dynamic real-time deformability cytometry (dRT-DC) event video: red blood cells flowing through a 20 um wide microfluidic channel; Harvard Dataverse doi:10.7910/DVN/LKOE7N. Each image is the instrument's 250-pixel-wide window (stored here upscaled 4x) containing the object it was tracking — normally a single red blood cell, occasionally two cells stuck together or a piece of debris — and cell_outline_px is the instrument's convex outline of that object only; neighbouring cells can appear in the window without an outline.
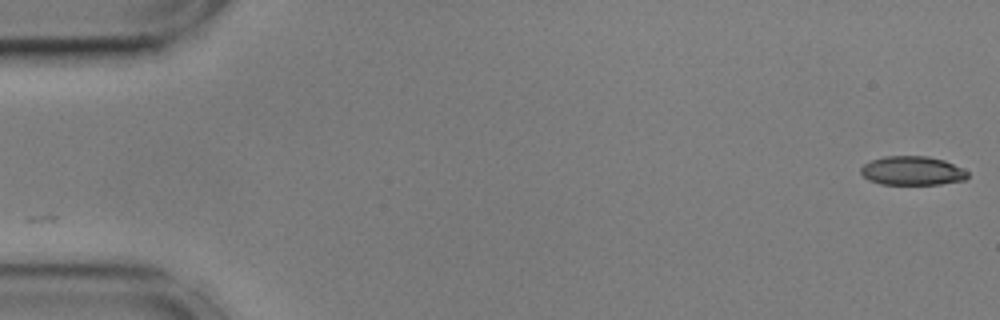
{"species": "common noctule bat (a hibernating species)", "species_latin": "Nyctalus noctula", "temperature_condition": "cold", "stored_images_in_passage": 55, "camera_frame_rate_fps": 3000, "um_per_image_px": 0.085, "animal": {"sex": "male", "body_mass_g": 17.9, "forearm_length_mm": 54.2}, "frame": {"image": 1, "passage_image": 1, "time_ms": 0.0, "image_size_px": [1000, 320], "cell_outline_px": [[968, 176], [964, 180], [940, 184], [880, 184], [868, 180], [860, 172], [860, 168], [864, 164], [872, 160], [884, 156], [928, 156], [944, 160], [968, 172]], "centroid_in_image_um": [77.51, 14.51], "position_along_channel_um": 7.5, "area_um2": 17.92}}
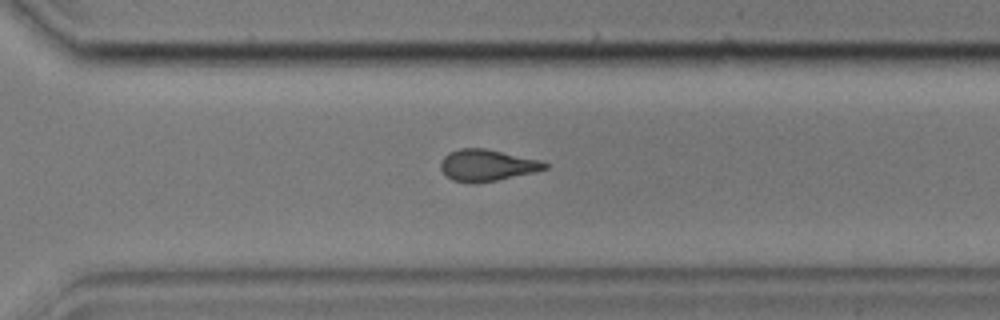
{"frame": {"image": 2, "passage_image": 39, "time_ms": 12.667, "image_size_px": [1000, 320], "cell_outline_px": [[548, 168], [532, 172], [496, 180], [476, 184], [468, 184], [452, 180], [440, 168], [440, 160], [448, 152], [460, 148], [484, 148], [540, 160], [548, 164]], "centroid_in_image_um": [41.34, 14.05], "position_along_channel_um": 329.3, "area_um2": 19.13}}
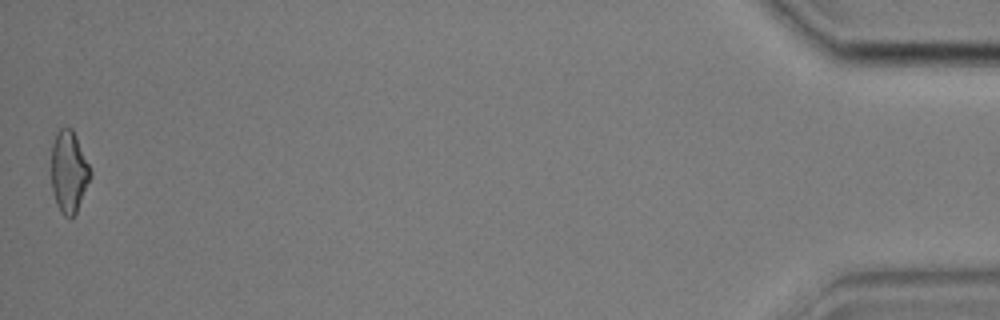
{"frame": {"image": 3, "passage_image": 55, "time_ms": 18.0, "image_size_px": [1000, 320], "cell_outline_px": [[92, 176], [76, 212], [72, 216], [64, 216], [60, 212], [56, 204], [52, 192], [52, 144], [56, 132], [60, 128], [72, 128], [76, 136], [92, 172]], "centroid_in_image_um": [5.85, 14.6], "position_along_channel_um": 429.3, "area_um2": 18.55}, "authors_computed_cell_mechanics": {"area_um2": 19.3052, "velocity_mm_per_s": 3.6087, "shape_relaxation_time_tau1_ms": null, "shape_relaxation_time_tau2_ms": 3.1647, "deformation_change_tau1": null, "deformation_change_tau2": 0.115}}